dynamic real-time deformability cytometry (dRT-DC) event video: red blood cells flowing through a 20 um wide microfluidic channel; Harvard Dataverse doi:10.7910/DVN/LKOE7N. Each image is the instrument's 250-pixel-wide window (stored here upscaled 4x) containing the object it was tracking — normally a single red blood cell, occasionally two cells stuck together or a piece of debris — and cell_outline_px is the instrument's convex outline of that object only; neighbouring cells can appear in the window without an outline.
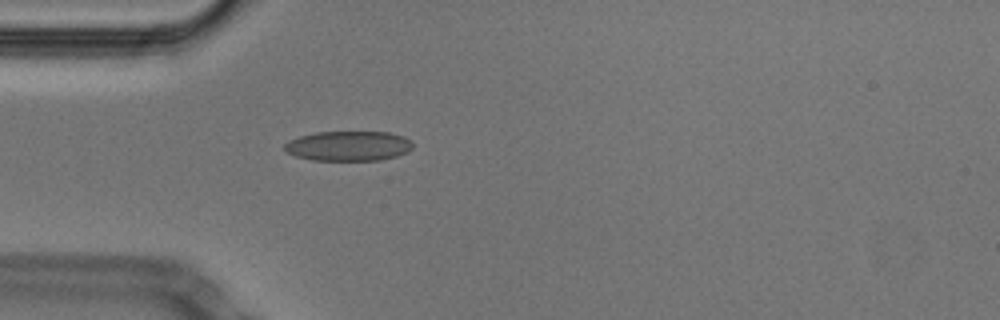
{"species": "Egyptian fruit bat (a non-hibernating species)", "species_latin": "Rousettus aegyptiacus", "temperature_condition": "cold", "stored_images_in_passage": 39, "camera_frame_rate_fps": 3000, "um_per_image_px": 0.085, "animal": {"sex": "male"}, "frame": {"image": 1, "passage_image": 2, "time_ms": 0.333, "image_size_px": [1000, 320], "cell_outline_px": [[412, 148], [408, 152], [396, 156], [380, 160], [312, 160], [296, 156], [288, 152], [284, 148], [284, 144], [288, 140], [300, 136], [316, 132], [388, 132], [404, 136], [412, 140]], "centroid_in_image_um": [29.64, 12.4], "position_along_channel_um": 55.4, "area_um2": 22.37}}
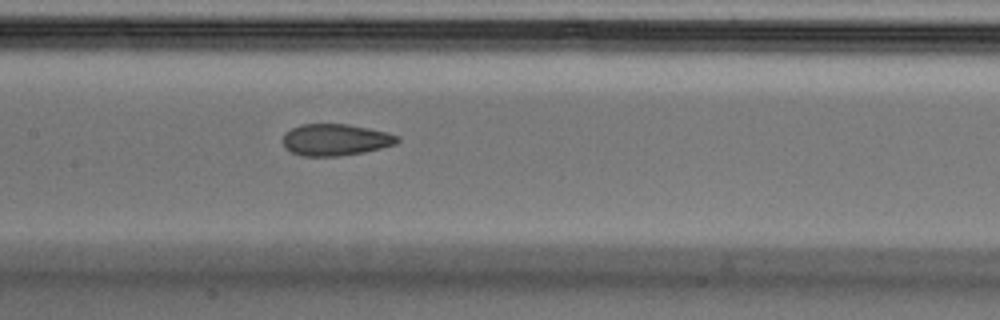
{"frame": {"image": 2, "passage_image": 12, "time_ms": 3.667, "image_size_px": [1000, 320], "cell_outline_px": [[400, 140], [396, 144], [364, 152], [340, 156], [300, 156], [284, 148], [284, 132], [300, 124], [348, 124], [388, 132], [400, 136]], "centroid_in_image_um": [28.52, 11.88], "position_along_channel_um": 178.9, "area_um2": 21.27}}
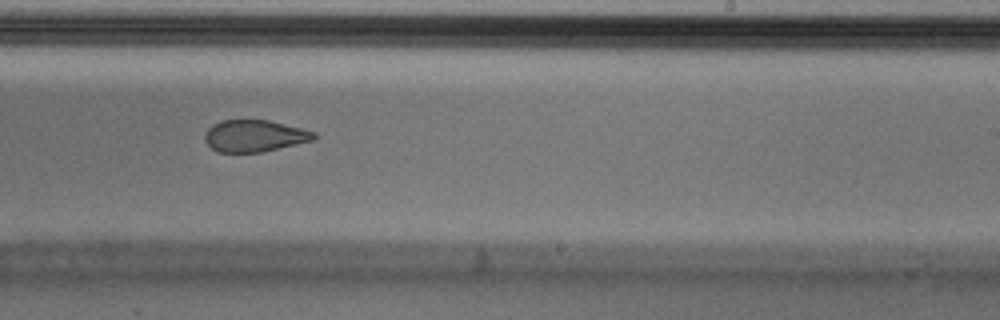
{"frame": {"image": 3, "passage_image": 19, "time_ms": 6.0, "image_size_px": [1000, 320], "cell_outline_px": [[316, 140], [260, 152], [220, 152], [212, 148], [204, 140], [204, 136], [208, 128], [212, 124], [224, 120], [268, 120], [316, 132]], "centroid_in_image_um": [21.64, 11.55], "position_along_channel_um": 267.4, "area_um2": 20.11}, "authors_computed_cell_mechanics": {"area_um2": 22.1374, "velocity_mm_per_s": 3.8098, "shape_relaxation_time_tau1_ms": null, "shape_relaxation_time_tau2_ms": 2.0905, "deformation_change_tau1": null, "deformation_change_tau2": 0.0838}}